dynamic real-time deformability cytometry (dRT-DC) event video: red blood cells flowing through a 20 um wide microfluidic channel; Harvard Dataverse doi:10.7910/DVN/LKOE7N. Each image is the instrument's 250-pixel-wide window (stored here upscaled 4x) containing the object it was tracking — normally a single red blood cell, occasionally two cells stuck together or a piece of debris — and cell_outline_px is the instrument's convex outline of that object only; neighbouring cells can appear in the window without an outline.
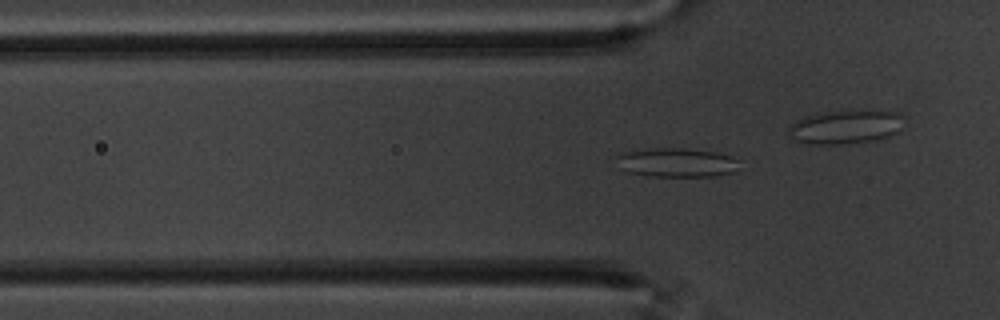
{"species": "common noctule bat (a hibernating species)", "species_latin": "Nyctalus noctula", "temperature_condition": "warm", "stored_images_in_passage": 51, "segment_of_instrument_passage": [1, 2], "camera_frame_rate_fps": 3000, "um_per_image_px": 0.085, "animal": {"sex": "male", "body_mass_g": 20.1, "forearm_length_mm": 53.5}, "frame": {"image": 1, "passage_image": 19, "time_ms": 6.0, "image_size_px": [1000, 320], "cell_outline_px": [[740, 160], [736, 168], [732, 172], [716, 176], [652, 176], [628, 172], [620, 168], [616, 156], [624, 152], [656, 148], [684, 148], [716, 152]], "centroid_in_image_um": [57.51, 13.81], "position_along_channel_um": 68.3, "area_um2": 20.58}}
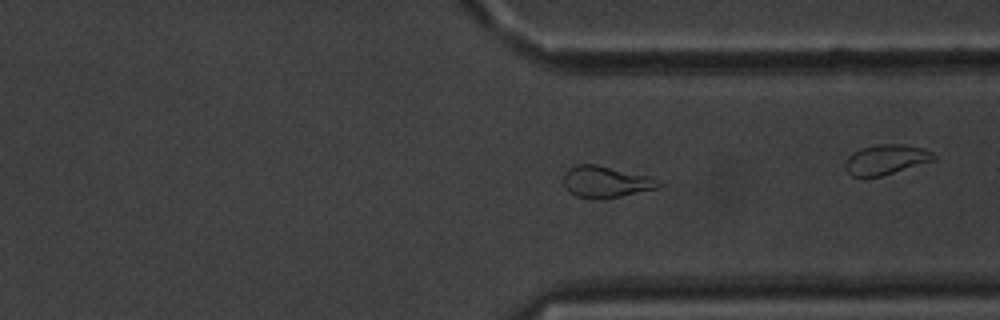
{"frame": {"image": 2, "passage_image": 44, "time_ms": 14.333, "image_size_px": [1000, 320], "cell_outline_px": [[664, 184], [660, 188], [604, 200], [596, 200], [576, 196], [568, 192], [564, 184], [564, 172], [568, 168], [576, 164], [596, 164], [652, 176], [660, 180]], "centroid_in_image_um": [51.54, 15.47], "position_along_channel_um": 359.9, "area_um2": 18.15}}
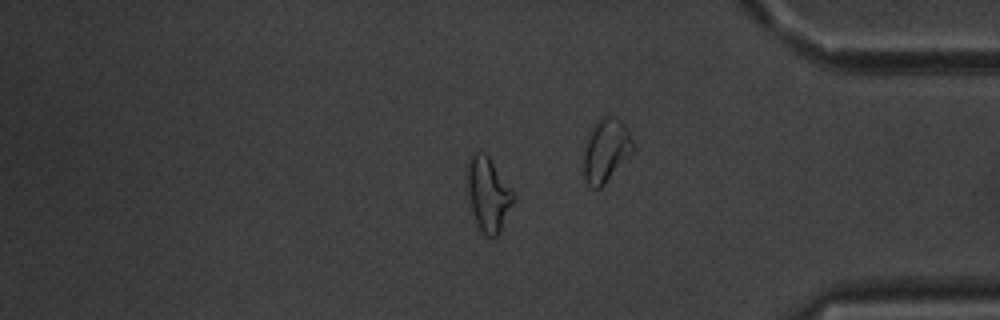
{"frame": {"image": 3, "passage_image": 49, "time_ms": 16.0, "image_size_px": [1000, 320], "cell_outline_px": [[516, 200], [496, 236], [488, 236], [480, 232], [472, 212], [464, 176], [468, 160], [472, 152], [484, 152], [488, 156], [516, 192]], "centroid_in_image_um": [41.49, 16.45], "position_along_channel_um": 393.7, "area_um2": 20.52}}